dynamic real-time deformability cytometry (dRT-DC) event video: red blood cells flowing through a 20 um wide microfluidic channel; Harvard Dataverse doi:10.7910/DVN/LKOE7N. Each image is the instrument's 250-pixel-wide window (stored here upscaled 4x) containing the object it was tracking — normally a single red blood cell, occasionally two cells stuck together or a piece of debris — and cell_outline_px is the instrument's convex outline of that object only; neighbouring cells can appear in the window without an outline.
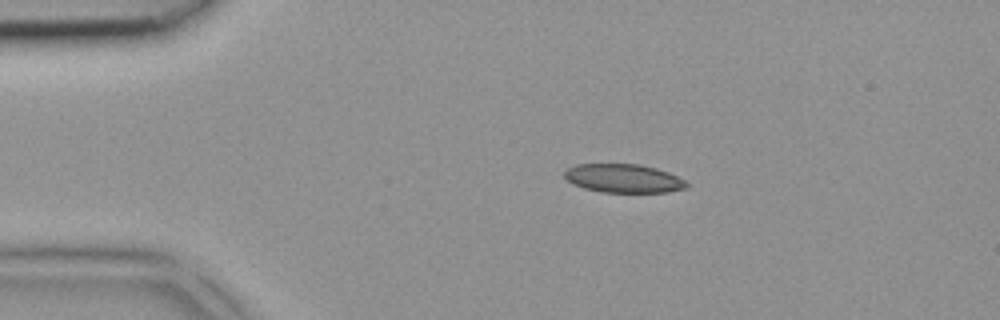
{"species": "common noctule bat (a hibernating species)", "species_latin": "Nyctalus noctula", "temperature_condition": "room temperature", "stored_images_in_passage": 3, "camera_frame_rate_fps": 3000, "um_per_image_px": 0.085, "animal": {"sex": "female", "body_mass_g": 18.4}, "frame": {"image": 1, "passage_image": 2, "time_ms": 0.333, "image_size_px": [1000, 320], "cell_outline_px": [[688, 188], [668, 192], [600, 192], [584, 188], [572, 184], [564, 176], [564, 172], [568, 168], [576, 164], [640, 164], [656, 168], [668, 172], [684, 180], [688, 184]], "centroid_in_image_um": [53.0, 15.16], "position_along_channel_um": 32.0, "area_um2": 20.4}}